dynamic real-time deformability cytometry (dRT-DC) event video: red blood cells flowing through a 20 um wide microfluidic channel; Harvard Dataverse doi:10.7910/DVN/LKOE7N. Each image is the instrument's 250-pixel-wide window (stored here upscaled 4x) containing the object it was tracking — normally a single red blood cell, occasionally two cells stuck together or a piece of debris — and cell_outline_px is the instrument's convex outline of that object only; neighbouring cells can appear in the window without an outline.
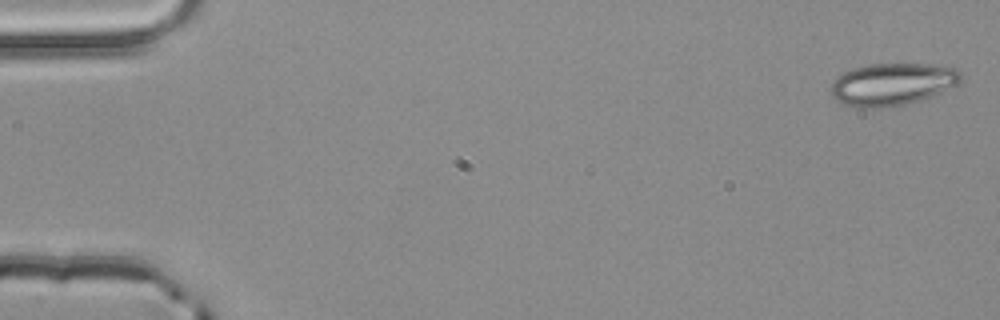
{"species": "common noctule bat (a hibernating species)", "species_latin": "Nyctalus noctula", "temperature_condition": "room temperature", "stored_images_in_passage": 54, "camera_frame_rate_fps": 3000, "um_per_image_px": 0.085, "animal": {"sex": "male", "body_mass_g": 20.4}, "frame": {"image": 1, "passage_image": 2, "time_ms": 0.333, "image_size_px": [1000, 320], "cell_outline_px": [[960, 80], [956, 84], [940, 92], [920, 100], [904, 104], [880, 108], [864, 108], [844, 104], [832, 96], [832, 80], [836, 76], [852, 68], [872, 64], [936, 64], [956, 68], [960, 72]], "centroid_in_image_um": [75.82, 7.14], "position_along_channel_um": 9.2, "area_um2": 31.79}}
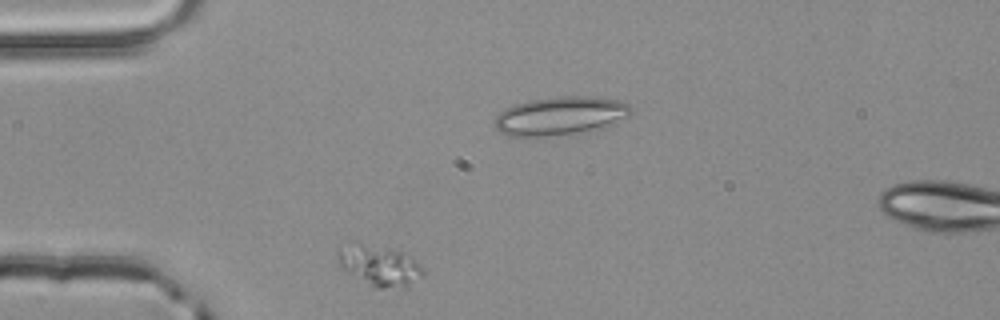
{"frame": {"image": 2, "passage_image": 13, "time_ms": 4.0, "image_size_px": [1000, 320], "cell_outline_px": [[424, 276], [408, 288], [376, 288], [340, 268], [336, 260], [336, 248], [360, 244], [388, 248], [412, 256], [424, 268]], "centroid_in_image_um": [32.29, 22.61], "position_along_channel_um": 52.7, "area_um2": 20.29}}